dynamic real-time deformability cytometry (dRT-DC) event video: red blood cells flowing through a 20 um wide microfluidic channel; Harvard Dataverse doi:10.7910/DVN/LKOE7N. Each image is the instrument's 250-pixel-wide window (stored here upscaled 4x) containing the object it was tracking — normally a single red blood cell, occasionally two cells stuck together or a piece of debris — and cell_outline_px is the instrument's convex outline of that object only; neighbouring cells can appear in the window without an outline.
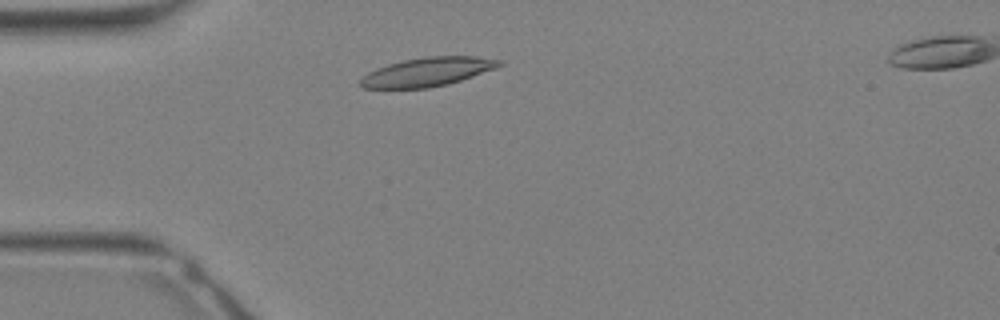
{"species": "Egyptian fruit bat (a non-hibernating species)", "species_latin": "Rousettus aegyptiacus", "temperature_condition": "warm", "stored_images_in_passage": 26, "camera_frame_rate_fps": 3000, "um_per_image_px": 0.085, "animal": {"sex": "female"}, "frame": {"image": 1, "passage_image": 2, "time_ms": 0.333, "image_size_px": [1000, 320], "cell_outline_px": [[504, 64], [496, 68], [448, 84], [428, 88], [364, 88], [360, 84], [360, 80], [368, 72], [376, 68], [388, 64], [404, 60], [424, 56], [476, 56], [500, 60]], "centroid_in_image_um": [36.34, 6.1], "position_along_channel_um": 48.7, "area_um2": 23.18}}
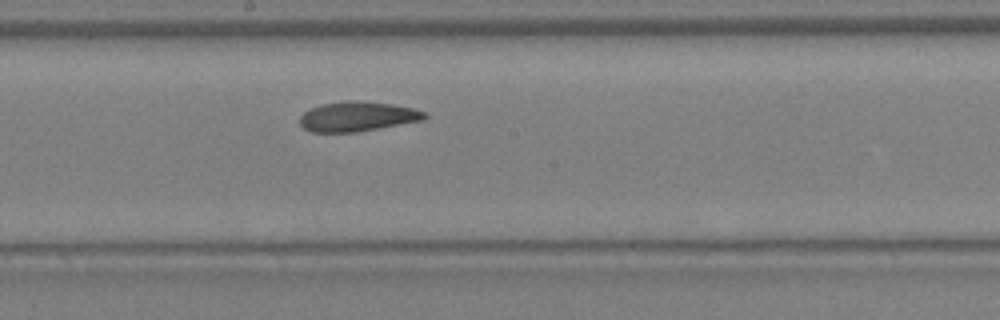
{"frame": {"image": 2, "passage_image": 11, "time_ms": 3.333, "image_size_px": [1000, 320], "cell_outline_px": [[428, 116], [424, 120], [356, 132], [312, 132], [304, 128], [300, 124], [300, 116], [304, 112], [320, 104], [344, 100], [352, 100], [392, 104], [412, 108], [424, 112]], "centroid_in_image_um": [30.37, 9.9], "position_along_channel_um": 217.8, "area_um2": 21.56}}
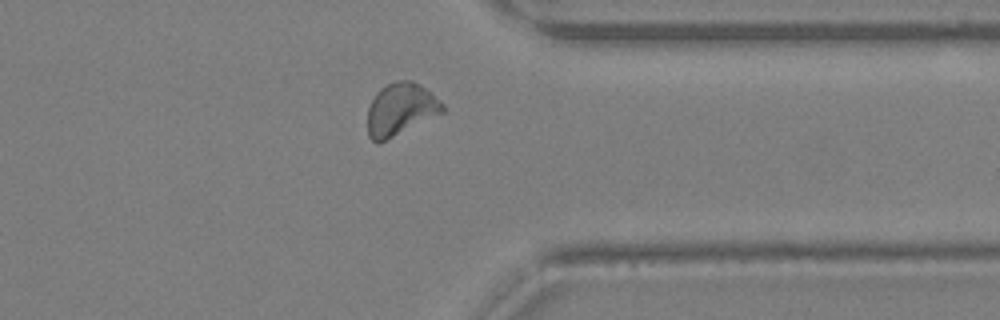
{"frame": {"image": 3, "passage_image": 19, "time_ms": 6.0, "image_size_px": [1000, 320], "cell_outline_px": [[444, 112], [376, 144], [368, 136], [368, 108], [376, 92], [380, 88], [388, 84], [400, 80], [412, 80], [420, 84], [432, 92], [444, 104]], "centroid_in_image_um": [34.06, 9.26], "position_along_channel_um": 377.3, "area_um2": 22.72}}